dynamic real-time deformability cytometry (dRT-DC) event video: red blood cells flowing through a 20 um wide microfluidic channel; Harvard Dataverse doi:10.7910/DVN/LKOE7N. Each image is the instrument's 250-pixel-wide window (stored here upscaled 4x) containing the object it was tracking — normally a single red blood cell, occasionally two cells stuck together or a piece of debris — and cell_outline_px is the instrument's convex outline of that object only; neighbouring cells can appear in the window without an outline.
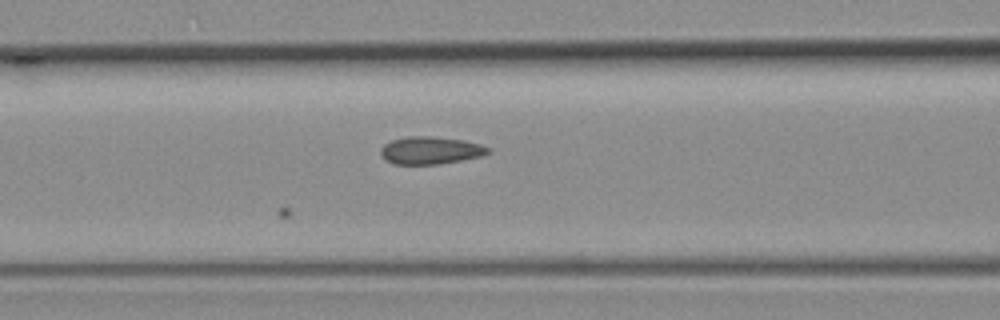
{"species": "common noctule bat (a hibernating species)", "species_latin": "Nyctalus noctula", "temperature_condition": "room temperature", "stored_images_in_passage": 8, "camera_frame_rate_fps": 3000, "um_per_image_px": 0.085, "animal": {"sex": "female", "body_mass_g": 19.3, "forearm_length_mm": 54.1}, "frame": {"image": 1, "passage_image": 8, "time_ms": 2.333, "image_size_px": [1000, 320], "cell_outline_px": [[492, 152], [484, 156], [440, 164], [392, 164], [384, 160], [380, 152], [380, 148], [384, 144], [392, 140], [404, 136], [432, 136], [464, 140], [480, 144], [492, 148]], "centroid_in_image_um": [36.62, 12.78], "position_along_channel_um": 130.0, "area_um2": 17.63}}